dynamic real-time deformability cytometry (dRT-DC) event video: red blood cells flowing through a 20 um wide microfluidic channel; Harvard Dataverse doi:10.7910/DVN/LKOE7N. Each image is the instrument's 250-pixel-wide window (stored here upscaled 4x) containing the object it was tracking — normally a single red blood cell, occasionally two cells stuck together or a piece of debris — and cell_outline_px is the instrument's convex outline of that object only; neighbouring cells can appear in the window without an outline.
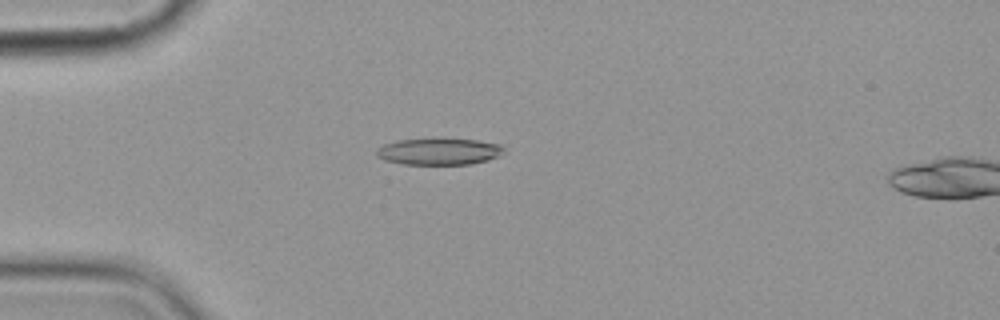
{"species": "common noctule bat (a hibernating species)", "species_latin": "Nyctalus noctula", "temperature_condition": "cold", "stored_images_in_passage": 6, "camera_frame_rate_fps": 3000, "um_per_image_px": 0.085, "animal": {"sex": "female", "body_mass_g": 19.9}, "frame": {"image": 1, "passage_image": 4, "time_ms": 4.333, "image_size_px": [1000, 320], "cell_outline_px": [[504, 152], [500, 156], [488, 160], [472, 164], [400, 164], [384, 160], [376, 156], [376, 148], [384, 144], [400, 140], [476, 140], [500, 144], [504, 148]], "centroid_in_image_um": [37.31, 12.9], "position_along_channel_um": 47.7, "area_um2": 19.48}}
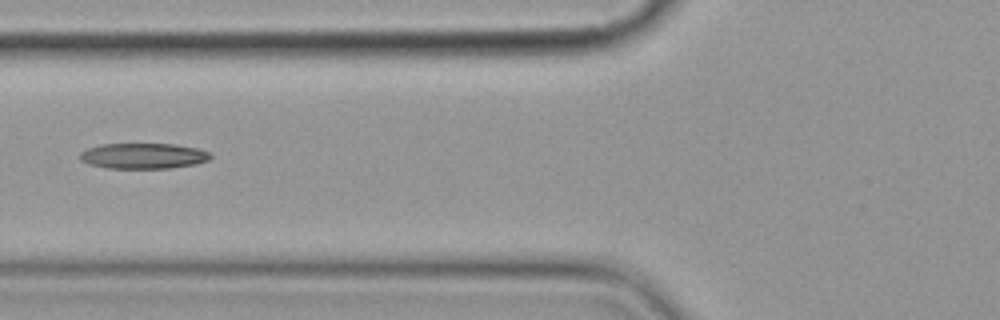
{"frame": {"image": 2, "passage_image": 6, "time_ms": 6.667, "image_size_px": [1000, 320], "cell_outline_px": [[212, 156], [208, 160], [196, 164], [168, 168], [108, 168], [88, 164], [80, 160], [80, 152], [88, 148], [100, 144], [172, 144], [196, 148], [208, 152]], "centroid_in_image_um": [12.15, 13.25], "position_along_channel_um": 113.7, "area_um2": 19.36}}